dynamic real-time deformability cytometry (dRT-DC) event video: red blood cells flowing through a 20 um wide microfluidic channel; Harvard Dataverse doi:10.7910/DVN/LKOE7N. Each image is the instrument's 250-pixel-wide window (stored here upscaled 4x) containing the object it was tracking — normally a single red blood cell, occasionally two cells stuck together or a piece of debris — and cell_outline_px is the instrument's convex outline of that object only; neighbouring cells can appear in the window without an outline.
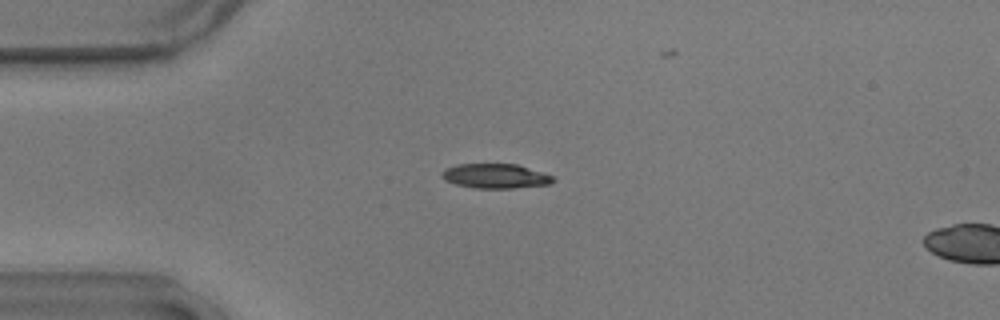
{"species": "common noctule bat (a hibernating species)", "species_latin": "Nyctalus noctula", "temperature_condition": "warm", "stored_images_in_passage": 6, "camera_frame_rate_fps": 3000, "um_per_image_px": 0.085, "animal": {"sex": "male", "body_mass_g": 17.9}, "frame": {"image": 1, "passage_image": 3, "time_ms": 0.667, "image_size_px": [1000, 320], "cell_outline_px": [[556, 180], [548, 184], [512, 188], [476, 188], [456, 184], [444, 180], [440, 176], [440, 172], [456, 164], [516, 164], [556, 176]], "centroid_in_image_um": [42.12, 14.96], "position_along_channel_um": 42.9, "area_um2": 15.95}}